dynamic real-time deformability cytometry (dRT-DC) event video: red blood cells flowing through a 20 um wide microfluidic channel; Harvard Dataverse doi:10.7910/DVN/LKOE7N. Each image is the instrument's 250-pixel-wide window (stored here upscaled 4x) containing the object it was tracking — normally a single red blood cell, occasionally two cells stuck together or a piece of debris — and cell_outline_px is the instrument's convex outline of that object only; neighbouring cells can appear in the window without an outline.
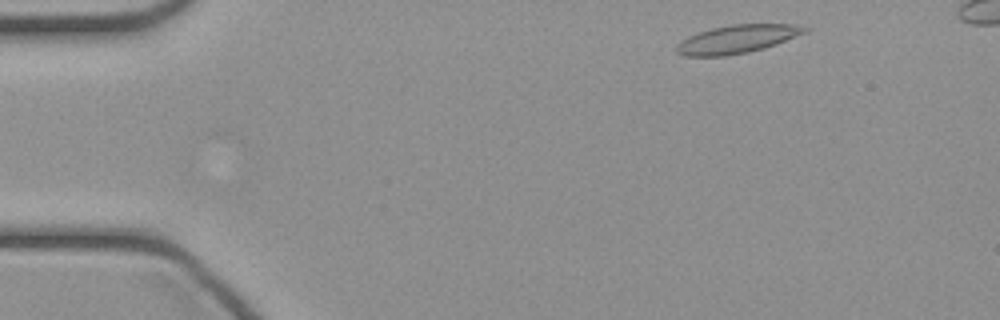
{"species": "common noctule bat (a hibernating species)", "species_latin": "Nyctalus noctula", "temperature_condition": "cold", "stored_images_in_passage": 41, "camera_frame_rate_fps": 3000, "um_per_image_px": 0.085, "animal": {"sex": "female", "body_mass_g": 21.9}, "frame": {"image": 1, "passage_image": 2, "time_ms": 0.333, "image_size_px": [1000, 320], "cell_outline_px": [[808, 32], [776, 44], [764, 48], [748, 52], [724, 56], [684, 56], [676, 52], [676, 44], [680, 40], [688, 36], [712, 28], [732, 24], [792, 24], [808, 28]], "centroid_in_image_um": [62.63, 3.33], "position_along_channel_um": 22.4, "area_um2": 21.1}}
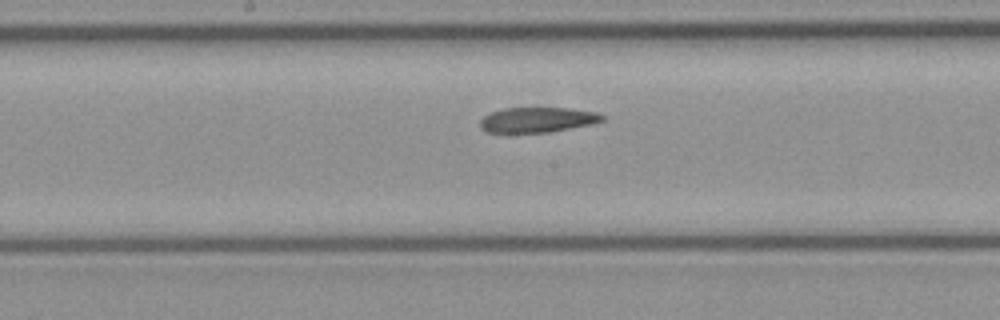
{"frame": {"image": 2, "passage_image": 20, "time_ms": 6.333, "image_size_px": [1000, 320], "cell_outline_px": [[604, 120], [592, 124], [552, 132], [484, 132], [480, 128], [480, 120], [484, 116], [492, 112], [504, 108], [568, 108], [596, 112], [604, 116]], "centroid_in_image_um": [45.68, 10.19], "position_along_channel_um": 202.5, "area_um2": 17.86}}
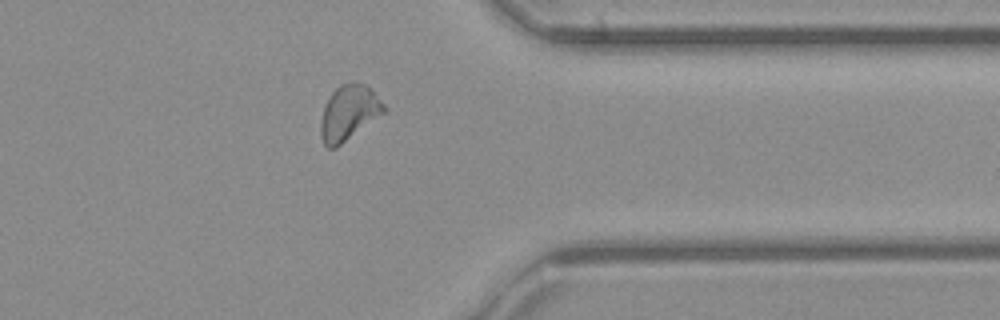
{"frame": {"image": 3, "passage_image": 33, "time_ms": 10.667, "image_size_px": [1000, 320], "cell_outline_px": [[388, 108], [384, 112], [336, 148], [328, 148], [324, 144], [320, 136], [320, 120], [324, 104], [332, 92], [340, 84], [368, 84]], "centroid_in_image_um": [29.63, 9.59], "position_along_channel_um": 381.8, "area_um2": 20.23}}